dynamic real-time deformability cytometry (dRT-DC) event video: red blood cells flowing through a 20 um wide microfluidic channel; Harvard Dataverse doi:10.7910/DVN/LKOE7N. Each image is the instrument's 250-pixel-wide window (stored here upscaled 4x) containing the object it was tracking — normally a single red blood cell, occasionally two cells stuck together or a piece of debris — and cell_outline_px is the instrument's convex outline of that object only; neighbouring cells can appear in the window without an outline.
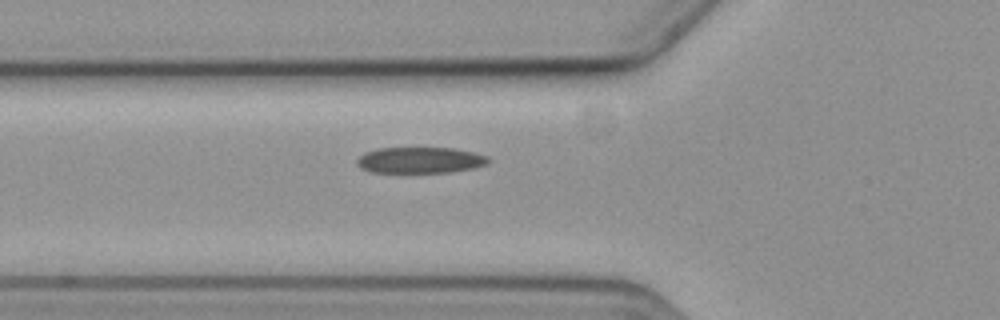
{"species": "common noctule bat (a hibernating species)", "species_latin": "Nyctalus noctula", "temperature_condition": "cold", "stored_images_in_passage": 4, "camera_frame_rate_fps": 3000, "um_per_image_px": 0.085, "animal": {"sex": "female", "body_mass_g": 19.3, "forearm_length_mm": 54.1}, "frame": {"image": 1, "passage_image": 4, "time_ms": 3.667, "image_size_px": [1000, 320], "cell_outline_px": [[492, 160], [488, 164], [472, 168], [448, 172], [372, 172], [360, 168], [356, 164], [356, 160], [364, 152], [376, 148], [456, 148], [488, 156]], "centroid_in_image_um": [35.7, 13.6], "position_along_channel_um": 90.1, "area_um2": 20.06}}